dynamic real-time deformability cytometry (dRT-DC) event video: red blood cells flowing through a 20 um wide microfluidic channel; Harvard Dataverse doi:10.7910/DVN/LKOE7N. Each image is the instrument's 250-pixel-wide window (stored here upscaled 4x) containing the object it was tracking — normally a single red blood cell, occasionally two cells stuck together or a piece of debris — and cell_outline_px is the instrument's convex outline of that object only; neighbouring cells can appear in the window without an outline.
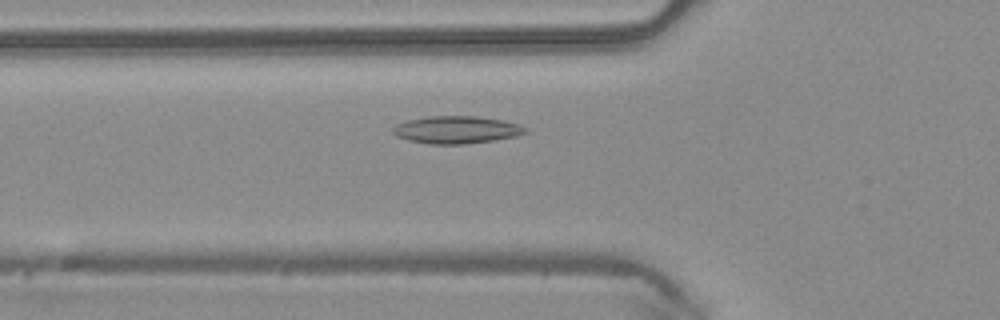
{"species": "common noctule bat (a hibernating species)", "species_latin": "Nyctalus noctula", "temperature_condition": "warm", "stored_images_in_passage": 40, "camera_frame_rate_fps": 3000, "um_per_image_px": 0.085, "animal": {"sex": "male", "body_mass_g": 20.4}, "frame": {"image": 1, "passage_image": 9, "time_ms": 2.667, "image_size_px": [1000, 320], "cell_outline_px": [[528, 132], [516, 136], [492, 140], [464, 144], [428, 144], [408, 140], [396, 136], [392, 132], [392, 128], [396, 124], [408, 120], [428, 116], [476, 116], [504, 120], [520, 124], [528, 128]], "centroid_in_image_um": [38.81, 11.02], "position_along_channel_um": 87.0, "area_um2": 21.33}}
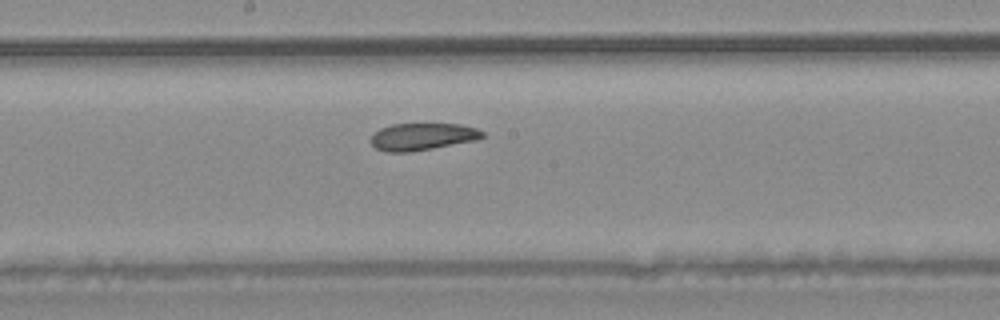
{"frame": {"image": 2, "passage_image": 18, "time_ms": 5.667, "image_size_px": [1000, 320], "cell_outline_px": [[484, 136], [476, 140], [432, 148], [408, 152], [384, 152], [376, 148], [372, 144], [372, 132], [380, 128], [392, 124], [460, 124], [476, 128], [484, 132]], "centroid_in_image_um": [35.88, 11.61], "position_along_channel_um": 212.3, "area_um2": 17.57}}
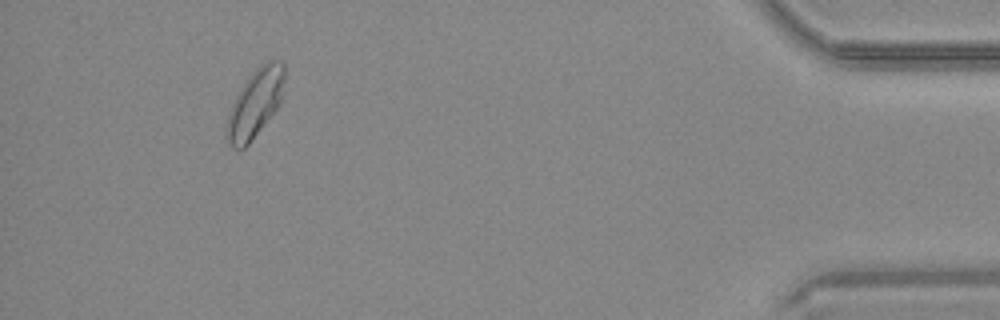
{"frame": {"image": 3, "passage_image": 37, "time_ms": 12.0, "image_size_px": [1000, 320], "cell_outline_px": [[284, 80], [280, 104], [248, 144], [244, 148], [232, 148], [224, 136], [224, 124], [232, 104], [244, 80], [264, 60], [284, 60]], "centroid_in_image_um": [21.65, 8.76], "position_along_channel_um": 413.5, "area_um2": 23.24}, "authors_computed_cell_mechanics": {"area_um2": 19.6231, "velocity_mm_per_s": 4.1583, "shape_relaxation_time_tau1_ms": 4.5056, "shape_relaxation_time_tau2_ms": 2.7259, "deformation_change_tau1": 0.1272, "deformation_change_tau2": 0.0841}}